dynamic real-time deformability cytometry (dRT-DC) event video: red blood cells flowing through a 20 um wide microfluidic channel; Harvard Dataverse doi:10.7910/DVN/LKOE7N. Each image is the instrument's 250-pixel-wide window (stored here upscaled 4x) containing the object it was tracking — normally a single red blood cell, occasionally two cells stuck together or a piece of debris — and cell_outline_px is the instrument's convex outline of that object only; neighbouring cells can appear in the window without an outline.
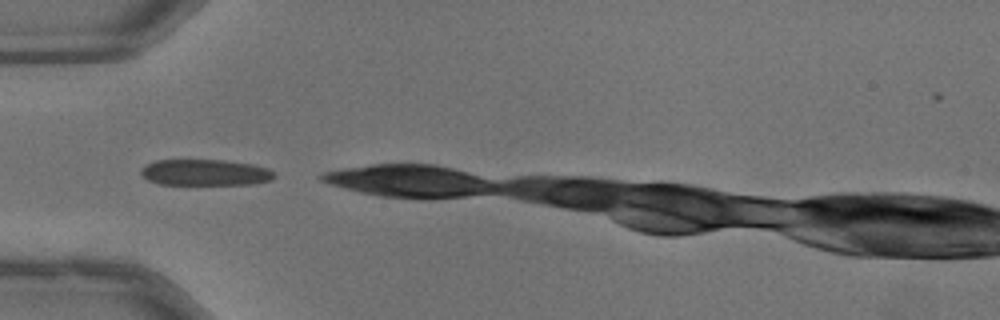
{"species": "common noctule bat (a hibernating species)", "species_latin": "Nyctalus noctula", "temperature_condition": "warm", "stored_images_in_passage": 3, "camera_frame_rate_fps": 3000, "um_per_image_px": 0.085, "animal": {"sex": "male", "body_mass_g": 13.3}, "frame": {"image": 1, "passage_image": 1, "time_ms": 0.0, "image_size_px": [1000, 320], "cell_outline_px": [[276, 176], [272, 180], [252, 184], [160, 184], [148, 180], [140, 172], [140, 168], [156, 160], [224, 160], [252, 164], [268, 168]], "centroid_in_image_um": [17.45, 14.66], "position_along_channel_um": 67.6, "area_um2": 20.23}}